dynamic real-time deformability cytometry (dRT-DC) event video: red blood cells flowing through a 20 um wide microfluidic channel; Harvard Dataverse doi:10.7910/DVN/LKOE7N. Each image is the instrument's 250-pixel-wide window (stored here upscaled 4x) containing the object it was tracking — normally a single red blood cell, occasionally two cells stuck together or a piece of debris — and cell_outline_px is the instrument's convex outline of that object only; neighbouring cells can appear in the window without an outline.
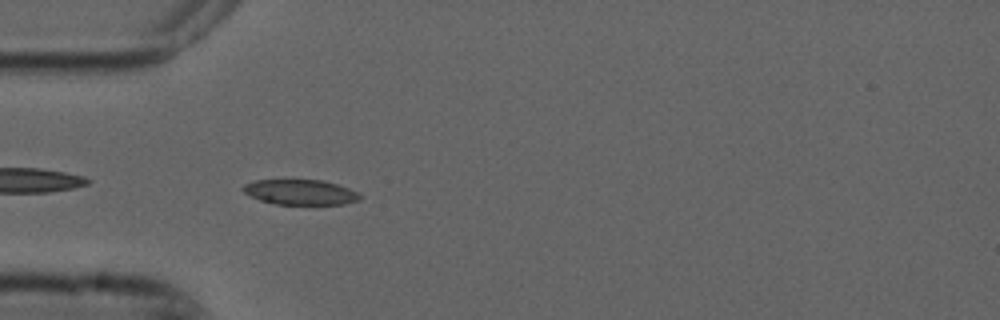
{"species": "common noctule bat (a hibernating species)", "species_latin": "Nyctalus noctula", "temperature_condition": "cold", "stored_images_in_passage": 40, "camera_frame_rate_fps": 3000, "um_per_image_px": 0.085, "animal": {"sex": "male", "forearm_length_mm": 52.5}, "frame": {"image": 1, "passage_image": 2, "time_ms": 0.333, "image_size_px": [1000, 320], "cell_outline_px": [[360, 200], [344, 204], [276, 204], [260, 200], [244, 192], [240, 188], [244, 184], [256, 180], [324, 180], [348, 188], [356, 192], [360, 196]], "centroid_in_image_um": [25.51, 16.33], "position_along_channel_um": 59.5, "area_um2": 16.99}}
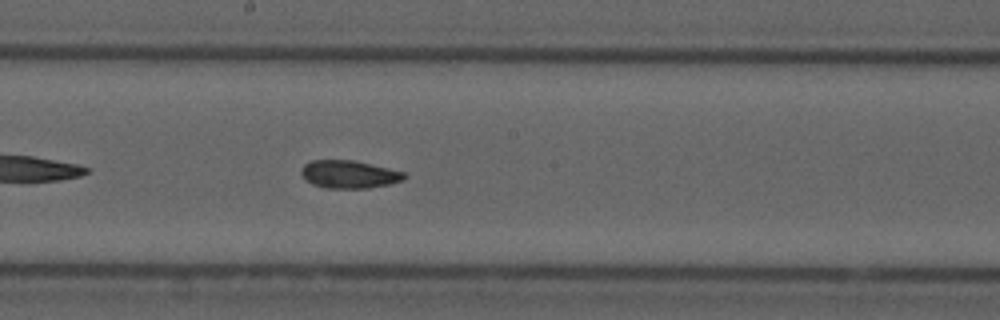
{"frame": {"image": 2, "passage_image": 15, "time_ms": 4.667, "image_size_px": [1000, 320], "cell_outline_px": [[408, 176], [404, 180], [388, 184], [368, 188], [324, 188], [312, 184], [304, 180], [300, 172], [300, 168], [304, 164], [312, 160], [352, 160], [388, 168], [404, 172]], "centroid_in_image_um": [29.63, 14.82], "position_along_channel_um": 218.6, "area_um2": 16.82}}
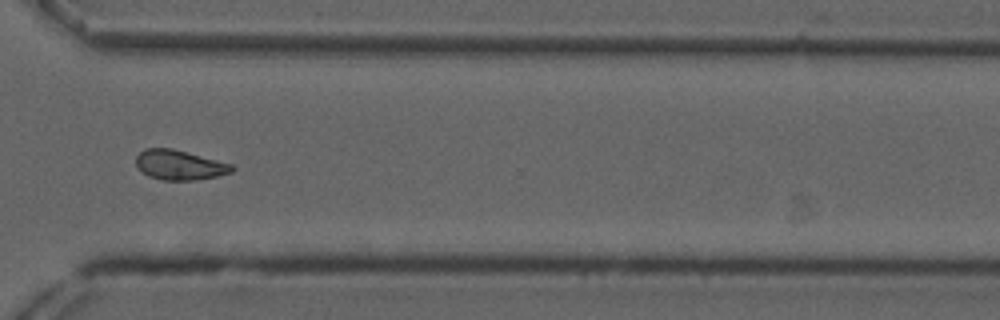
{"frame": {"image": 3, "passage_image": 26, "time_ms": 8.333, "image_size_px": [1000, 320], "cell_outline_px": [[236, 168], [232, 172], [216, 176], [192, 180], [164, 180], [148, 176], [136, 164], [136, 156], [144, 148], [172, 148], [232, 164]], "centroid_in_image_um": [15.26, 14.01], "position_along_channel_um": 355.3, "area_um2": 16.47}, "authors_computed_cell_mechanics": {"area_um2": 16.7042, "velocity_mm_per_s": 3.737, "shape_relaxation_time_tau1_ms": null, "shape_relaxation_time_tau2_ms": 3.0268, "deformation_change_tau1": null, "deformation_change_tau2": 0.0797}}